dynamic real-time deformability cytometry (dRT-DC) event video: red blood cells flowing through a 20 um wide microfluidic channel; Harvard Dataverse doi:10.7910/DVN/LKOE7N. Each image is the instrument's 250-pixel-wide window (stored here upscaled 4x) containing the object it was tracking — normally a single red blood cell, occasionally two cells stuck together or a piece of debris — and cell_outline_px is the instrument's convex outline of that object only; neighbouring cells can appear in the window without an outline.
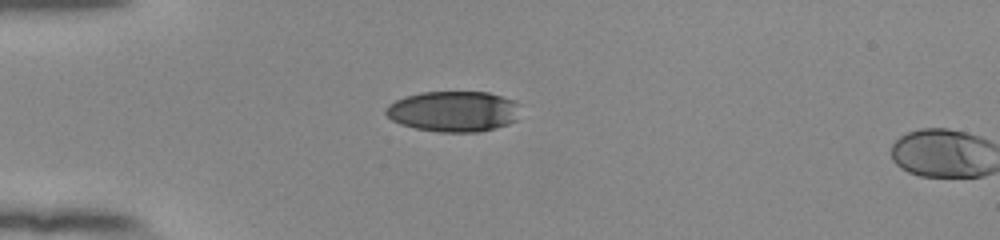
{"species": "human", "species_latin": "Homo sapiens", "temperature_condition": "room temperature", "stored_images_in_passage": 3, "camera_frame_rate_fps": 3000, "um_per_image_px": 0.085, "donor": {"sex": "female"}, "frame": {"image": 1, "passage_image": 1, "time_ms": 0.0, "image_size_px": [1000, 240], "cell_outline_px": [[520, 104], [516, 120], [508, 124], [496, 128], [480, 132], [440, 132], [416, 128], [400, 124], [392, 120], [384, 112], [384, 108], [388, 104], [404, 96], [420, 92], [488, 92], [512, 100]], "centroid_in_image_um": [38.53, 9.47], "position_along_channel_um": 46.5, "area_um2": 32.02}}